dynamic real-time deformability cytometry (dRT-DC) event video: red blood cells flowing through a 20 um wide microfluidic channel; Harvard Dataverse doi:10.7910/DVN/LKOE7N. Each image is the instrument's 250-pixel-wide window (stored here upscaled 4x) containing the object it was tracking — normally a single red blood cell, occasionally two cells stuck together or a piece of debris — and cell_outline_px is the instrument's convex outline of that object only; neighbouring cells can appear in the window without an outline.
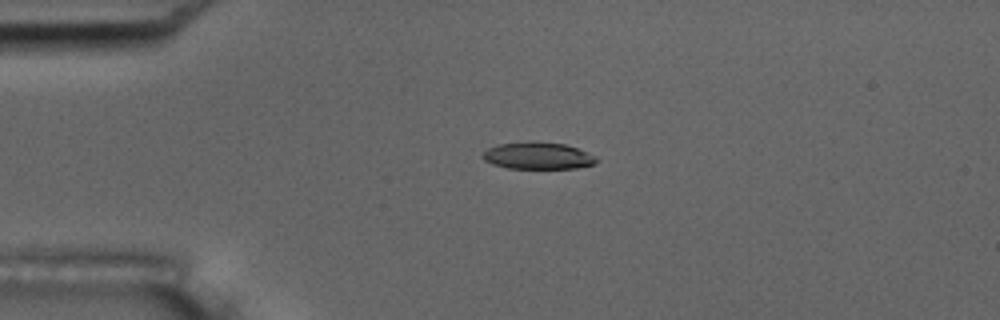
{"species": "common noctule bat (a hibernating species)", "species_latin": "Nyctalus noctula", "temperature_condition": "room temperature", "stored_images_in_passage": 3, "camera_frame_rate_fps": 3000, "um_per_image_px": 0.085, "animal": {"sex": "male", "body_mass_g": 17.5, "forearm_length_mm": 52.3}, "frame": {"image": 1, "passage_image": 3, "time_ms": 2.333, "image_size_px": [1000, 320], "cell_outline_px": [[600, 160], [596, 164], [576, 168], [508, 168], [492, 164], [484, 160], [480, 156], [488, 148], [496, 144], [532, 140], [564, 144], [576, 148], [596, 156]], "centroid_in_image_um": [45.71, 13.22], "position_along_channel_um": 39.3, "area_um2": 18.15}}